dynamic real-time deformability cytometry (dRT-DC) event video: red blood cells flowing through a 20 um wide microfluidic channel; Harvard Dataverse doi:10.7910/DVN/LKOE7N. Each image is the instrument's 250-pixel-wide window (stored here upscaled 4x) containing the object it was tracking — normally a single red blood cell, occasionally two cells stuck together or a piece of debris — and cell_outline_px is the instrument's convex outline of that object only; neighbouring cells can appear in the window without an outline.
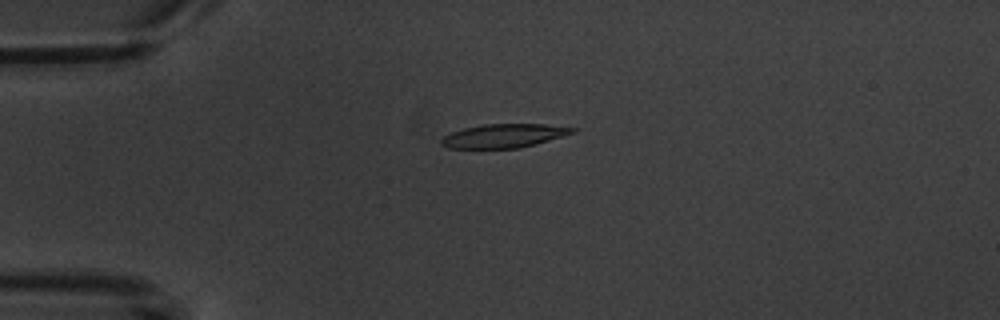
{"species": "common noctule bat (a hibernating species)", "species_latin": "Nyctalus noctula", "temperature_condition": "warm", "stored_images_in_passage": 4, "camera_frame_rate_fps": 3000, "um_per_image_px": 0.085, "animal": {"sex": "male", "body_mass_g": 20.1, "forearm_length_mm": 53.5}, "frame": {"image": 1, "passage_image": 4, "time_ms": 3.333, "image_size_px": [1000, 320], "cell_outline_px": [[580, 128], [576, 132], [536, 144], [520, 148], [448, 148], [440, 144], [440, 140], [444, 136], [452, 132], [464, 128], [484, 124], [544, 124]], "centroid_in_image_um": [42.86, 11.54], "position_along_channel_um": 42.1, "area_um2": 18.21}}